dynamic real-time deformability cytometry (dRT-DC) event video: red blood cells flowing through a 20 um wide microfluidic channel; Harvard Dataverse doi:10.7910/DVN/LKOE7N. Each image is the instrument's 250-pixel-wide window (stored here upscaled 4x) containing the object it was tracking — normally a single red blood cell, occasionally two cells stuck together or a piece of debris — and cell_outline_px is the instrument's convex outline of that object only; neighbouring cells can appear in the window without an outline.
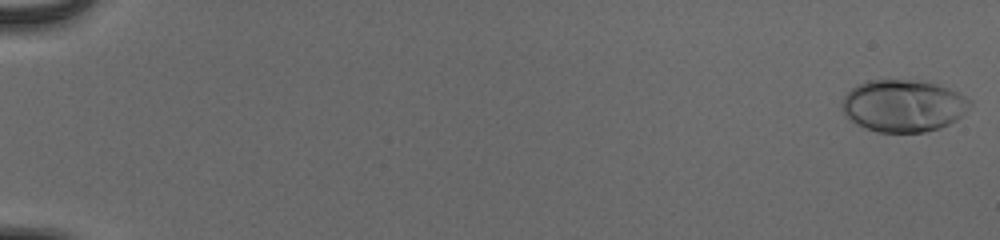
{"species": "human", "species_latin": "Homo sapiens", "temperature_condition": "cold", "stored_images_in_passage": 55, "camera_frame_rate_fps": 3000, "um_per_image_px": 0.085, "donor": {"sex": "male"}, "frame": {"image": 1, "passage_image": 1, "time_ms": 0.0, "image_size_px": [1000, 240], "cell_outline_px": [[972, 104], [956, 120], [940, 128], [924, 132], [876, 132], [864, 128], [856, 124], [840, 108], [840, 104], [844, 96], [852, 88], [868, 80], [924, 80], [948, 88], [972, 100]], "centroid_in_image_um": [76.77, 8.99], "position_along_channel_um": 8.2, "area_um2": 38.9}}
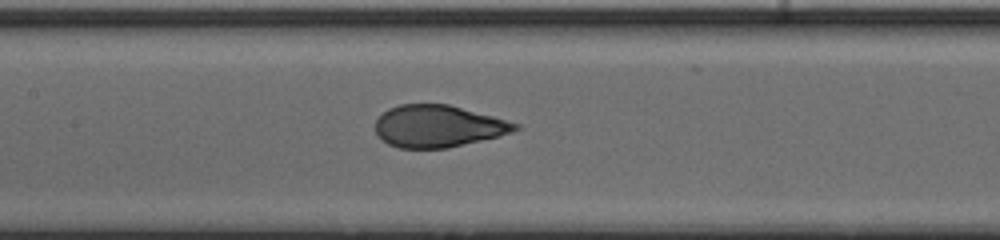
{"frame": {"image": 2, "passage_image": 29, "time_ms": 9.333, "image_size_px": [1000, 240], "cell_outline_px": [[520, 128], [512, 132], [500, 136], [448, 148], [400, 148], [388, 144], [380, 140], [376, 132], [376, 120], [388, 108], [400, 104], [448, 104], [492, 116], [520, 124]], "centroid_in_image_um": [37.23, 10.73], "position_along_channel_um": 170.2, "area_um2": 34.22}}
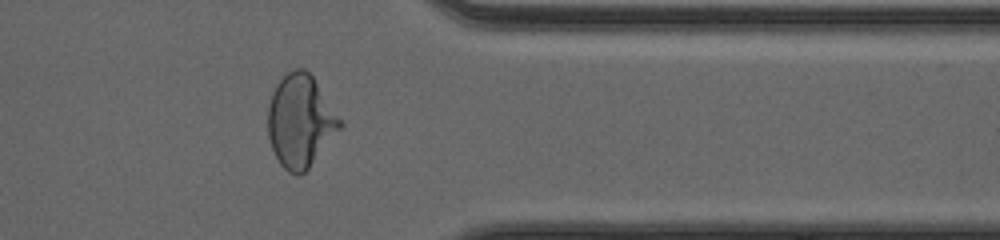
{"frame": {"image": 3, "passage_image": 46, "time_ms": 15.0, "image_size_px": [1000, 240], "cell_outline_px": [[344, 128], [308, 168], [300, 176], [296, 176], [288, 172], [280, 164], [272, 148], [268, 136], [268, 104], [272, 92], [276, 84], [288, 72], [296, 68], [304, 68], [312, 76], [344, 124]], "centroid_in_image_um": [25.55, 10.32], "position_along_channel_um": 385.9, "area_um2": 39.02}, "authors_computed_cell_mechanics": {"area_um2": 36.0094, "velocity_mm_per_s": 3.9121, "shape_relaxation_time_tau1_ms": 3.7803, "shape_relaxation_time_tau2_ms": null, "deformation_change_tau1": 0.2015, "deformation_change_tau2": null}}